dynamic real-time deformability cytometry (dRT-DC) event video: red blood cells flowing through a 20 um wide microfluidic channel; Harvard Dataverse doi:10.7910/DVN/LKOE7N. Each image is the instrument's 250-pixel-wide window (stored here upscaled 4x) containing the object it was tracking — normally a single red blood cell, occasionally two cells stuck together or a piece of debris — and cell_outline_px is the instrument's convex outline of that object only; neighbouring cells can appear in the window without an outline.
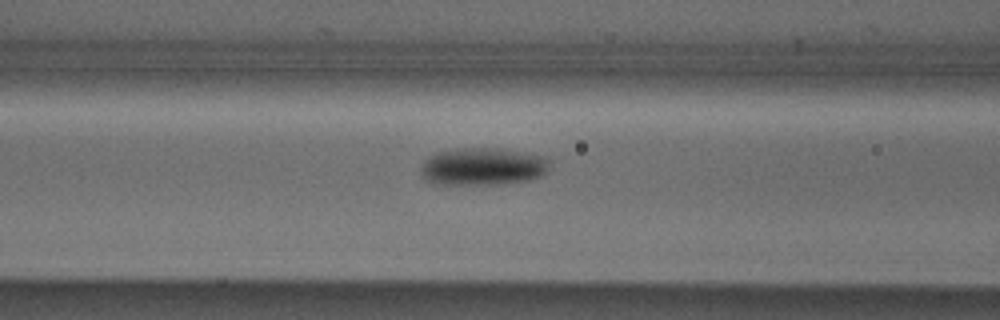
{"species": "Egyptian fruit bat (a non-hibernating species)", "species_latin": "Rousettus aegyptiacus", "temperature_condition": "cold", "stored_images_in_passage": 6, "camera_frame_rate_fps": 3000, "um_per_image_px": 0.085, "animal": {"sex": "male"}, "frame": {"image": 1, "passage_image": 6, "time_ms": 6.667, "image_size_px": [1000, 320], "cell_outline_px": [[548, 168], [540, 176], [528, 180], [488, 184], [432, 184], [420, 176], [420, 168], [424, 160], [428, 156], [436, 152], [456, 148], [496, 148], [544, 156], [548, 160]], "centroid_in_image_um": [40.93, 14.15], "position_along_channel_um": 125.7, "area_um2": 28.09}}